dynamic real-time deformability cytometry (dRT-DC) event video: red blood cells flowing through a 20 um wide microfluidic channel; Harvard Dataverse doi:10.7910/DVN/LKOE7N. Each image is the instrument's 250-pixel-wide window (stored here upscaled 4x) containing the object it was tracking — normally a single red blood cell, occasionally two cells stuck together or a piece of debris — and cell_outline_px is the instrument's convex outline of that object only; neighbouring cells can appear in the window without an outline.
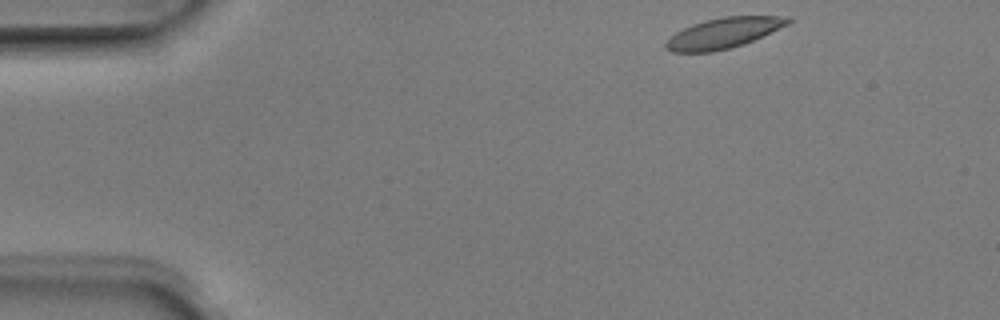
{"species": "Egyptian fruit bat (a non-hibernating species)", "species_latin": "Rousettus aegyptiacus", "temperature_condition": "room temperature", "stored_images_in_passage": 5, "camera_frame_rate_fps": 3000, "um_per_image_px": 0.085, "animal": {"sex": "male"}, "frame": {"image": 1, "passage_image": 1, "time_ms": 0.0, "image_size_px": [1000, 320], "cell_outline_px": [[792, 20], [788, 24], [744, 44], [712, 52], [672, 52], [664, 48], [664, 44], [676, 32], [692, 24], [704, 20], [724, 16], [792, 16]], "centroid_in_image_um": [61.5, 2.8], "position_along_channel_um": 23.5, "area_um2": 21.56}}
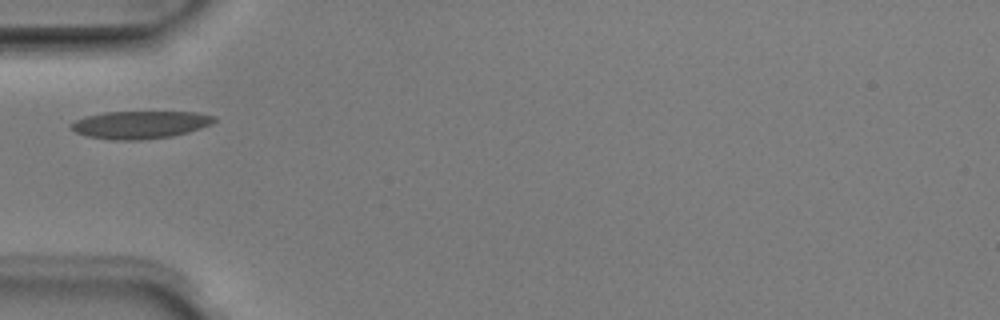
{"frame": {"image": 2, "passage_image": 4, "time_ms": 1.0, "image_size_px": [1000, 320], "cell_outline_px": [[216, 120], [212, 124], [188, 132], [172, 136], [140, 140], [112, 140], [88, 136], [76, 132], [68, 128], [68, 124], [84, 116], [104, 112], [196, 112], [216, 116]], "centroid_in_image_um": [11.88, 10.6], "position_along_channel_um": 73.1, "area_um2": 23.24}}
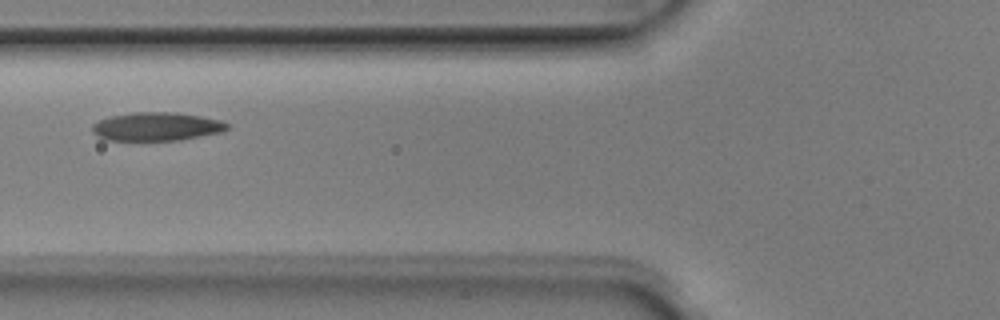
{"frame": {"image": 3, "passage_image": 5, "time_ms": 1.333, "image_size_px": [1000, 320], "cell_outline_px": [[228, 128], [220, 132], [180, 140], [104, 140], [96, 136], [92, 132], [92, 124], [100, 120], [112, 116], [136, 112], [176, 112], [200, 116], [220, 120], [228, 124]], "centroid_in_image_um": [13.27, 10.76], "position_along_channel_um": 112.5, "area_um2": 22.25}}